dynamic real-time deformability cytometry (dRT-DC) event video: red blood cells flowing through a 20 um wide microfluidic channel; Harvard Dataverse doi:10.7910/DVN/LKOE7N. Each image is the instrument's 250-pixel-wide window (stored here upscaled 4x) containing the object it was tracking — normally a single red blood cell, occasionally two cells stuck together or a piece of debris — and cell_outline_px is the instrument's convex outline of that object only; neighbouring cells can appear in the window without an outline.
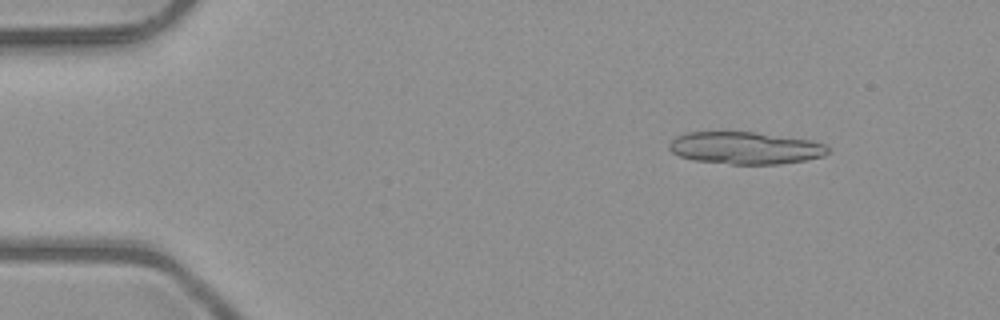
{"species": "common noctule bat (a hibernating species)", "species_latin": "Nyctalus noctula", "temperature_condition": "room temperature", "stored_images_in_passage": 49, "segment_of_instrument_passage": [1, 2], "camera_frame_rate_fps": 3000, "um_per_image_px": 0.085, "animal": {"sex": "male", "body_mass_g": 23.1, "forearm_length_mm": 52.7}, "frame": {"image": 1, "passage_image": 4, "time_ms": 1.0, "image_size_px": [1000, 320], "cell_outline_px": [[828, 152], [824, 156], [804, 160], [780, 164], [732, 164], [696, 160], [680, 156], [672, 152], [668, 148], [668, 144], [676, 136], [688, 132], [756, 132], [812, 140], [824, 144], [828, 148]], "centroid_in_image_um": [63.35, 12.57], "position_along_channel_um": 21.6, "area_um2": 29.77}}